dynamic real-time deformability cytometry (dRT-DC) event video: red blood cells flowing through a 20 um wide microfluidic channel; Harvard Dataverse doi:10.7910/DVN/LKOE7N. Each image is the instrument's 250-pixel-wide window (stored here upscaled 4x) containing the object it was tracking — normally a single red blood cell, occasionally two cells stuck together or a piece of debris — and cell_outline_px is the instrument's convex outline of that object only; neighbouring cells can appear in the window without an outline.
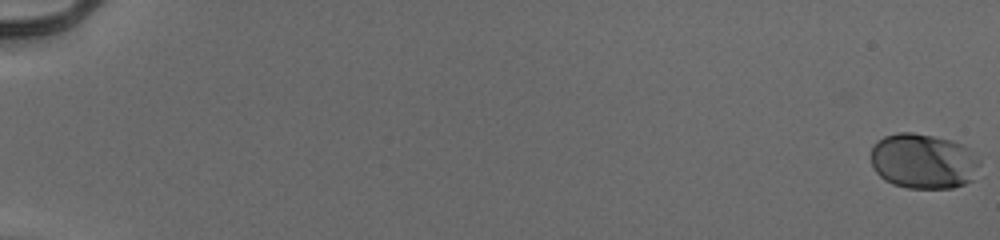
{"species": "human", "species_latin": "Homo sapiens", "temperature_condition": "cold", "stored_images_in_passage": 56, "camera_frame_rate_fps": 3000, "um_per_image_px": 0.085, "donor": {"sex": "male"}, "frame": {"image": 1, "passage_image": 1, "time_ms": 0.0, "image_size_px": [1000, 240], "cell_outline_px": [[980, 164], [972, 180], [964, 184], [952, 188], [908, 188], [892, 184], [884, 180], [872, 168], [872, 148], [876, 140], [884, 136], [896, 132], [912, 132], [952, 140], [968, 148], [980, 160]], "centroid_in_image_um": [78.46, 13.7], "position_along_channel_um": 6.5, "area_um2": 35.14}}
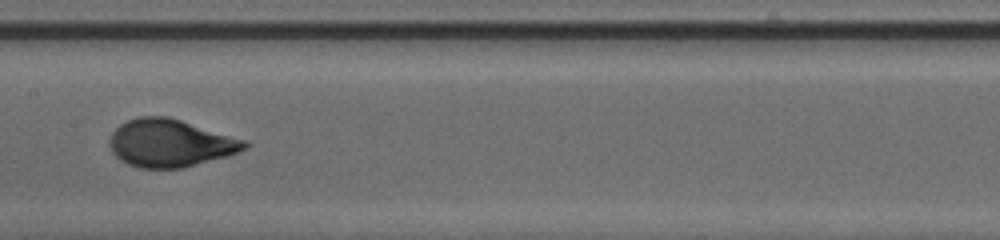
{"frame": {"image": 2, "passage_image": 32, "time_ms": 10.333, "image_size_px": [1000, 240], "cell_outline_px": [[252, 144], [248, 148], [228, 156], [184, 168], [140, 168], [128, 164], [120, 160], [112, 152], [108, 144], [108, 140], [112, 132], [120, 124], [128, 120], [140, 116], [168, 116], [248, 140]], "centroid_in_image_um": [14.5, 12.16], "position_along_channel_um": 192.9, "area_um2": 37.97}}
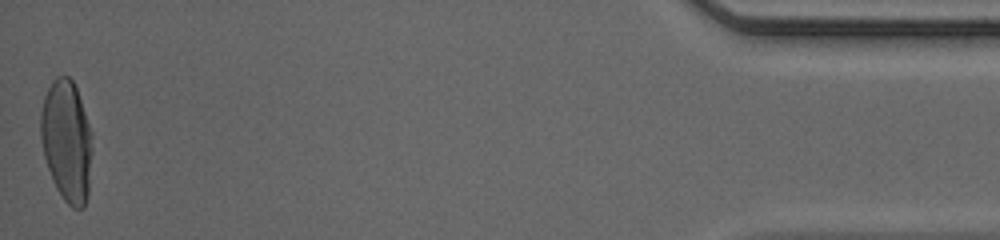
{"frame": {"image": 3, "passage_image": 56, "time_ms": 18.333, "image_size_px": [1000, 240], "cell_outline_px": [[92, 152], [88, 196], [84, 208], [72, 208], [64, 200], [56, 188], [52, 180], [44, 156], [40, 140], [40, 112], [44, 96], [52, 80], [56, 76], [68, 76], [72, 80], [76, 88], [92, 132]], "centroid_in_image_um": [5.67, 11.99], "position_along_channel_um": 429.5, "area_um2": 36.88}, "authors_computed_cell_mechanics": {"area_um2": 35.2869, "velocity_mm_per_s": 3.9487, "shape_relaxation_time_tau1_ms": 4.151, "shape_relaxation_time_tau2_ms": null, "deformation_change_tau1": 0.1824, "deformation_change_tau2": null}}